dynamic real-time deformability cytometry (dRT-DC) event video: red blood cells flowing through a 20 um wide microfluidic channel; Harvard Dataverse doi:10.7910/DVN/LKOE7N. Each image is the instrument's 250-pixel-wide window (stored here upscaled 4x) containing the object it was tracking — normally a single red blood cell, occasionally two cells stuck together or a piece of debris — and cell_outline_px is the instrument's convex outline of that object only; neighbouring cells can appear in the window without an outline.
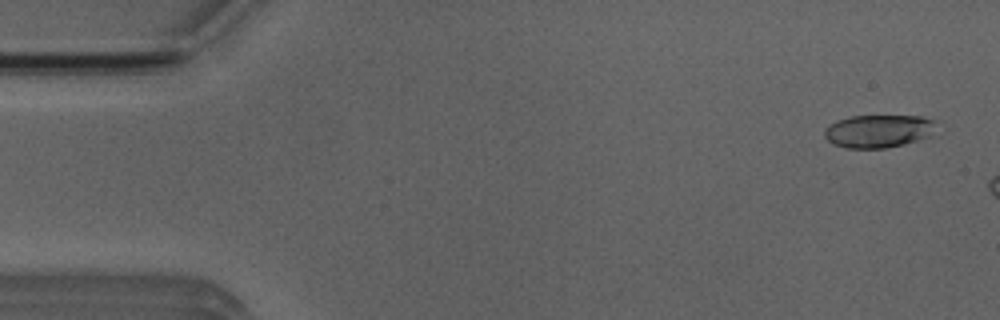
{"species": "Egyptian fruit bat (a non-hibernating species)", "species_latin": "Rousettus aegyptiacus", "temperature_condition": "room temperature", "stored_images_in_passage": 3, "camera_frame_rate_fps": 3000, "um_per_image_px": 0.085, "animal": {"sex": "male"}, "frame": {"image": 1, "passage_image": 1, "time_ms": 0.0, "image_size_px": [1000, 320], "cell_outline_px": [[936, 120], [928, 136], [904, 144], [884, 148], [844, 148], [832, 144], [824, 136], [824, 132], [836, 120], [852, 116], [920, 116]], "centroid_in_image_um": [74.62, 11.14], "position_along_channel_um": 10.4, "area_um2": 21.1}}